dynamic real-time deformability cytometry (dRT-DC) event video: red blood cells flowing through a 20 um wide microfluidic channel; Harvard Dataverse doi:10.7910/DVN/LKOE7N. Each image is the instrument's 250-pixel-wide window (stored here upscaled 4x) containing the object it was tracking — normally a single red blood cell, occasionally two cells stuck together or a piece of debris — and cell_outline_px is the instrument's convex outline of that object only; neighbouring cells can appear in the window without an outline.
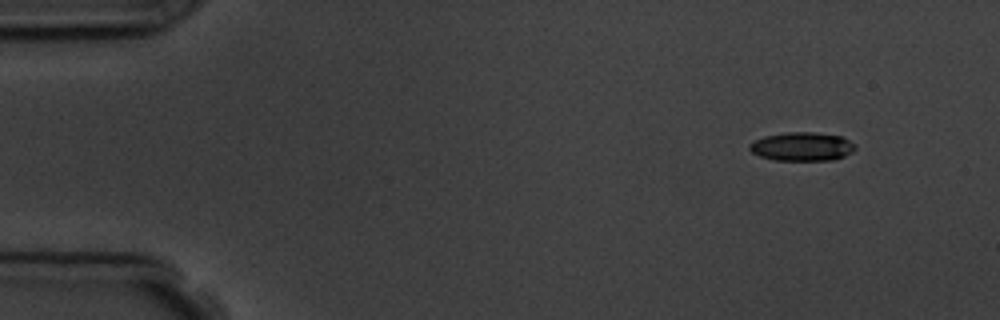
{"species": "common noctule bat (a hibernating species)", "species_latin": "Nyctalus noctula", "temperature_condition": "room temperature", "stored_images_in_passage": 5, "segment_of_instrument_passage": [2, 2], "camera_frame_rate_fps": 3000, "um_per_image_px": 0.085, "animal": {"sex": "male", "body_mass_g": 19.5, "forearm_length_mm": 54.6}, "frame": {"image": 1, "passage_image": 5, "time_ms": 4.667, "image_size_px": [1000, 320], "cell_outline_px": [[856, 148], [852, 152], [844, 156], [832, 160], [776, 160], [760, 156], [752, 152], [748, 148], [748, 144], [764, 136], [784, 132], [816, 132], [844, 136], [856, 144]], "centroid_in_image_um": [68.21, 12.44], "position_along_channel_um": 16.8, "area_um2": 17.86}}